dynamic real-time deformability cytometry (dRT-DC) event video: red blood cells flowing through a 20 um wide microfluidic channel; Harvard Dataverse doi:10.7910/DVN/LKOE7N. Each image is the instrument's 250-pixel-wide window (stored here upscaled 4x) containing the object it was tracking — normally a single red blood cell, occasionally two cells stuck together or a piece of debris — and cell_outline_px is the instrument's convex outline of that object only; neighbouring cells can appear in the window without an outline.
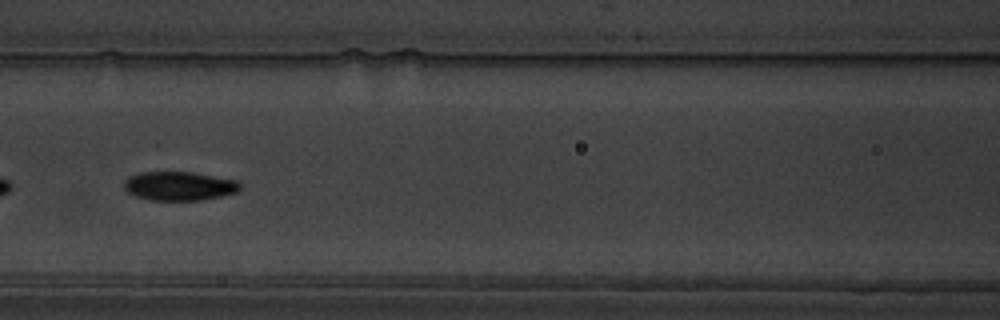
{"species": "common noctule bat (a hibernating species)", "species_latin": "Nyctalus noctula", "temperature_condition": "warm", "stored_images_in_passage": 52, "camera_frame_rate_fps": 3000, "um_per_image_px": 0.085, "animal": {"sex": "male", "body_mass_g": 19.5, "forearm_length_mm": 54.6}, "frame": {"image": 1, "passage_image": 28, "time_ms": 9.0, "image_size_px": [1000, 320], "cell_outline_px": [[240, 192], [200, 200], [152, 200], [136, 196], [128, 192], [124, 188], [124, 180], [128, 176], [140, 172], [192, 172], [240, 180]], "centroid_in_image_um": [15.26, 15.8], "position_along_channel_um": 151.3, "area_um2": 19.71}}
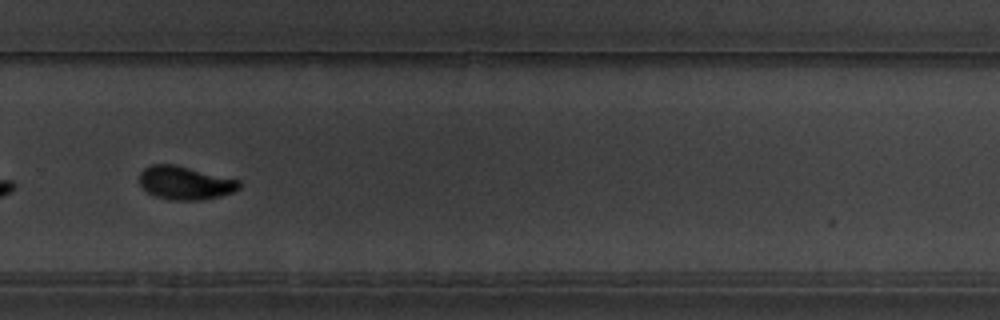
{"frame": {"image": 2, "passage_image": 42, "time_ms": 13.667, "image_size_px": [1000, 320], "cell_outline_px": [[240, 188], [232, 192], [220, 196], [200, 200], [168, 200], [156, 196], [148, 192], [140, 184], [140, 172], [144, 168], [152, 164], [176, 164], [240, 180]], "centroid_in_image_um": [15.74, 15.54], "position_along_channel_um": 314.1, "area_um2": 19.42}}
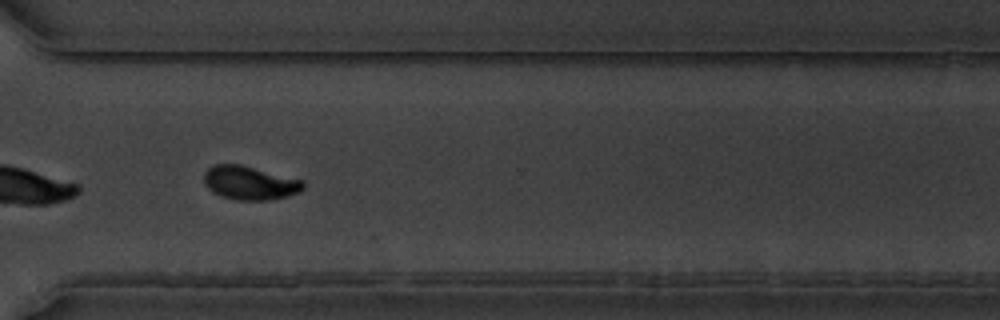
{"frame": {"image": 3, "passage_image": 45, "time_ms": 14.667, "image_size_px": [1000, 320], "cell_outline_px": [[304, 188], [300, 192], [288, 196], [268, 200], [236, 200], [220, 196], [212, 192], [204, 184], [204, 172], [208, 168], [216, 164], [240, 164], [304, 180]], "centroid_in_image_um": [21.23, 15.55], "position_along_channel_um": 349.4, "area_um2": 19.65}, "authors_computed_cell_mechanics": {"area_um2": 20.0855, "velocity_mm_per_s": 3.4982, "shape_relaxation_time_tau1_ms": 3.4896, "shape_relaxation_time_tau2_ms": 1.872, "deformation_change_tau1": 0.1654, "deformation_change_tau2": 0.0629}}